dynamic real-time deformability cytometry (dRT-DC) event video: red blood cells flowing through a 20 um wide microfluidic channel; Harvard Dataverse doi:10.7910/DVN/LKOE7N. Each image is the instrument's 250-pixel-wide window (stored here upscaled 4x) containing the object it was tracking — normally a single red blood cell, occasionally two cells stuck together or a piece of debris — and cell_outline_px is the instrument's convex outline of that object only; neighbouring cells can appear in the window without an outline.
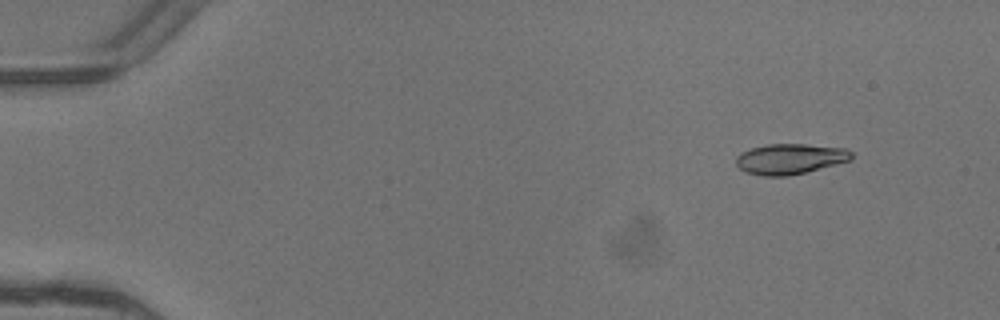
{"species": "common noctule bat (a hibernating species)", "species_latin": "Nyctalus noctula", "temperature_condition": "warm", "stored_images_in_passage": 5, "camera_frame_rate_fps": 3000, "um_per_image_px": 0.085, "animal": {"sex": "female"}, "frame": {"image": 1, "passage_image": 2, "time_ms": 0.333, "image_size_px": [1000, 320], "cell_outline_px": [[852, 160], [788, 176], [764, 176], [744, 172], [736, 164], [736, 156], [740, 152], [752, 148], [768, 144], [804, 144], [844, 148], [852, 152]], "centroid_in_image_um": [67.12, 13.5], "position_along_channel_um": 17.9, "area_um2": 20.4}}
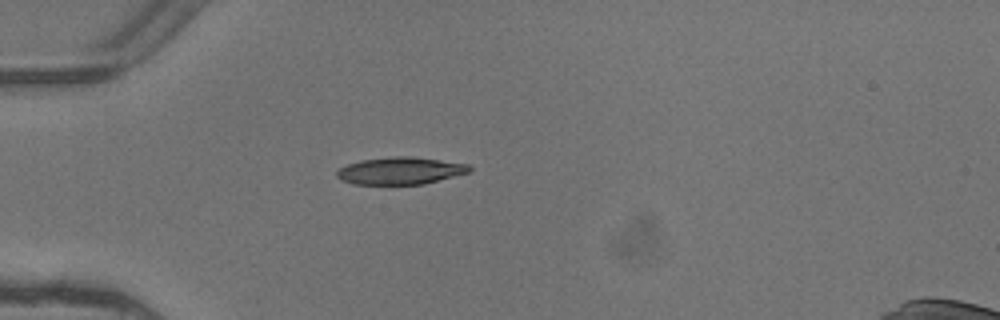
{"frame": {"image": 2, "passage_image": 4, "time_ms": 1.0, "image_size_px": [1000, 320], "cell_outline_px": [[472, 168], [468, 172], [424, 184], [352, 184], [340, 180], [336, 176], [336, 172], [340, 168], [348, 164], [360, 160], [392, 156], [408, 156], [468, 164]], "centroid_in_image_um": [33.97, 14.51], "position_along_channel_um": 51.0, "area_um2": 20.87}}